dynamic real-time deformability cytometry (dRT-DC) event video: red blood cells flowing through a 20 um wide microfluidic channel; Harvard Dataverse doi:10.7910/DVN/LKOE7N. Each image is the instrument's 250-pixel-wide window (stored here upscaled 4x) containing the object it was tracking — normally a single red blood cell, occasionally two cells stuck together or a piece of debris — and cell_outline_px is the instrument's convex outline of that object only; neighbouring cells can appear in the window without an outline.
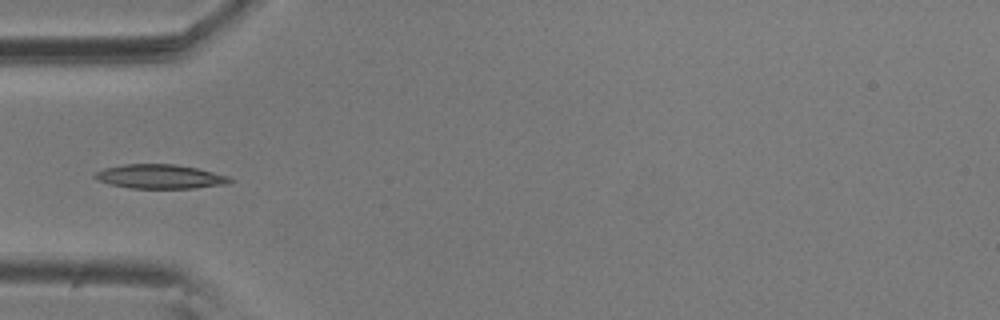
{"species": "common noctule bat (a hibernating species)", "species_latin": "Nyctalus noctula", "temperature_condition": "room temperature", "stored_images_in_passage": 5, "camera_frame_rate_fps": 3000, "um_per_image_px": 0.085, "animal": {"sex": "male", "body_mass_g": 20.5, "forearm_length_mm": 52.5}, "frame": {"image": 1, "passage_image": 5, "time_ms": 1.333, "image_size_px": [1000, 320], "cell_outline_px": [[236, 180], [224, 184], [192, 188], [128, 188], [112, 184], [100, 180], [92, 176], [92, 172], [104, 168], [124, 164], [176, 164], [196, 168], [228, 176]], "centroid_in_image_um": [13.57, 15.0], "position_along_channel_um": 71.4, "area_um2": 18.9}}